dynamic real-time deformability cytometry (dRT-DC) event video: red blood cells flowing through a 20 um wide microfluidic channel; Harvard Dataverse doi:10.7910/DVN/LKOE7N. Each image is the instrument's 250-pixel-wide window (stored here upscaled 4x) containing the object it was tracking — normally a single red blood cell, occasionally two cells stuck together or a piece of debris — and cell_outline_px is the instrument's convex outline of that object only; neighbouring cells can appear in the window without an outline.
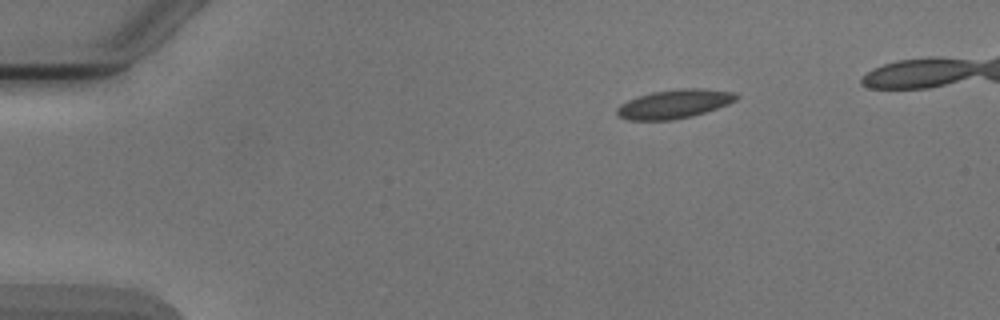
{"species": "Egyptian fruit bat (a non-hibernating species)", "species_latin": "Rousettus aegyptiacus", "temperature_condition": "cold", "stored_images_in_passage": 4, "camera_frame_rate_fps": 3000, "um_per_image_px": 0.085, "animal": {"sex": "male"}, "frame": {"image": 1, "passage_image": 1, "time_ms": 0.0, "image_size_px": [1000, 320], "cell_outline_px": [[740, 96], [736, 100], [728, 104], [692, 116], [672, 120], [628, 120], [616, 116], [616, 108], [620, 104], [636, 96], [652, 92], [684, 88], [700, 88], [736, 92]], "centroid_in_image_um": [57.29, 8.83], "position_along_channel_um": 27.7, "area_um2": 20.17}}